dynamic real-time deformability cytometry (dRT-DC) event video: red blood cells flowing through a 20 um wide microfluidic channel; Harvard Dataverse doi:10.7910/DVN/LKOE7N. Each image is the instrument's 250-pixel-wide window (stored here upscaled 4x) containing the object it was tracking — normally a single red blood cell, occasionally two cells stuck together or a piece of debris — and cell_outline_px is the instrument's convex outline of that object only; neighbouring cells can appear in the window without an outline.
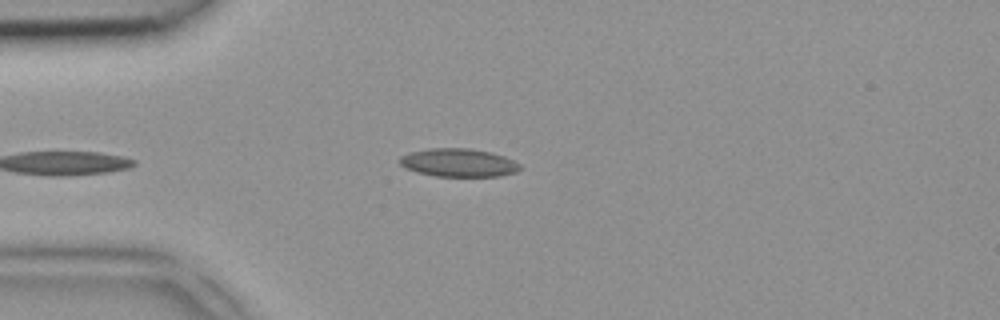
{"species": "common noctule bat (a hibernating species)", "species_latin": "Nyctalus noctula", "temperature_condition": "room temperature", "stored_images_in_passage": 30, "camera_frame_rate_fps": 3000, "um_per_image_px": 0.085, "animal": {"sex": "female", "body_mass_g": 18.4}, "frame": {"image": 1, "passage_image": 1, "time_ms": 0.0, "image_size_px": [1000, 320], "cell_outline_px": [[524, 168], [516, 172], [500, 176], [436, 176], [416, 172], [404, 168], [400, 164], [400, 156], [408, 152], [428, 148], [468, 148], [488, 152], [504, 156], [520, 164]], "centroid_in_image_um": [38.96, 13.83], "position_along_channel_um": 46.0, "area_um2": 19.88}}
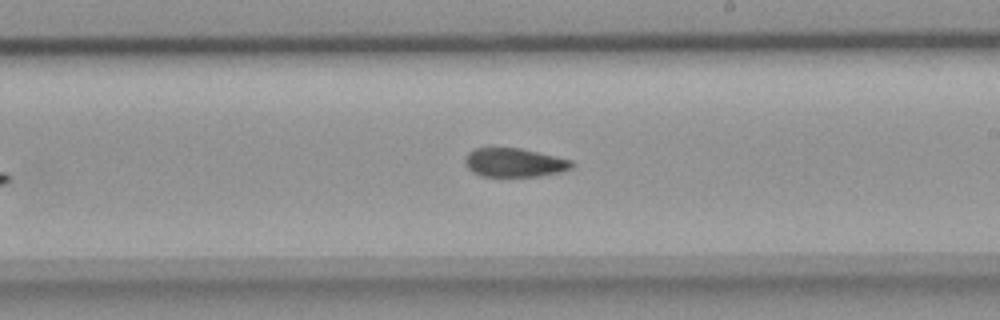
{"frame": {"image": 2, "passage_image": 16, "time_ms": 5.0, "image_size_px": [1000, 320], "cell_outline_px": [[576, 164], [572, 168], [560, 172], [540, 176], [480, 176], [472, 172], [468, 168], [464, 160], [468, 152], [476, 148], [520, 148], [572, 160]], "centroid_in_image_um": [43.73, 13.82], "position_along_channel_um": 245.3, "area_um2": 17.92}}
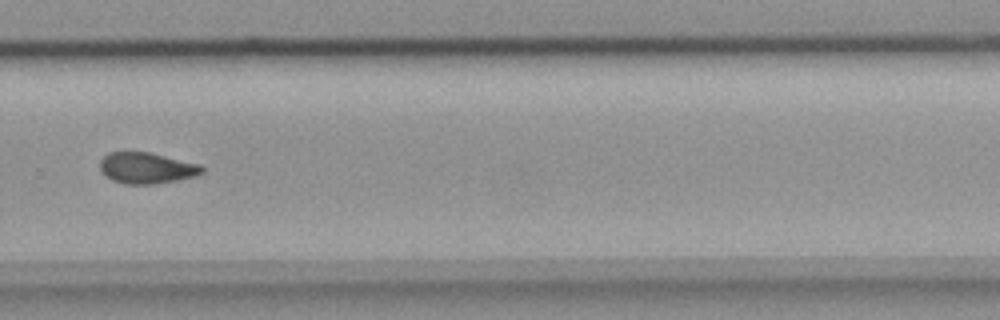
{"frame": {"image": 3, "passage_image": 21, "time_ms": 6.667, "image_size_px": [1000, 320], "cell_outline_px": [[204, 172], [196, 176], [156, 184], [124, 184], [112, 180], [100, 168], [100, 160], [108, 152], [148, 152], [200, 164], [204, 168]], "centroid_in_image_um": [12.48, 14.28], "position_along_channel_um": 317.3, "area_um2": 18.38}}